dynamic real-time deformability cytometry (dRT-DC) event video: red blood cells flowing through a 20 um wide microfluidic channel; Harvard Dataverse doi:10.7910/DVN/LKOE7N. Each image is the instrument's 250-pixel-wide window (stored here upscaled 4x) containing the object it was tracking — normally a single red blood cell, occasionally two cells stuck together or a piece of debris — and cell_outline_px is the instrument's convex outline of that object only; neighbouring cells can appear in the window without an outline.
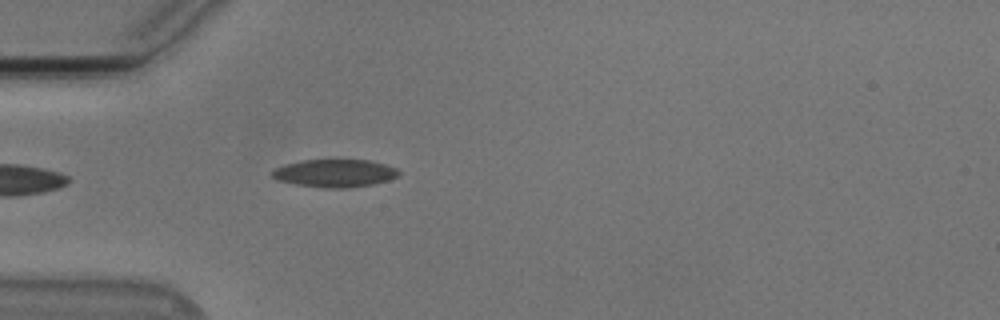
{"species": "Egyptian fruit bat (a non-hibernating species)", "species_latin": "Rousettus aegyptiacus", "temperature_condition": "cold", "stored_images_in_passage": 25, "camera_frame_rate_fps": 3000, "um_per_image_px": 0.085, "animal": {"sex": "male"}, "frame": {"image": 1, "passage_image": 1, "time_ms": 0.0, "image_size_px": [1000, 320], "cell_outline_px": [[400, 172], [396, 176], [388, 180], [372, 184], [348, 188], [324, 188], [296, 184], [276, 180], [272, 176], [272, 172], [276, 168], [284, 164], [304, 160], [368, 160], [384, 164], [396, 168]], "centroid_in_image_um": [28.44, 14.72], "position_along_channel_um": 56.6, "area_um2": 20.35}}
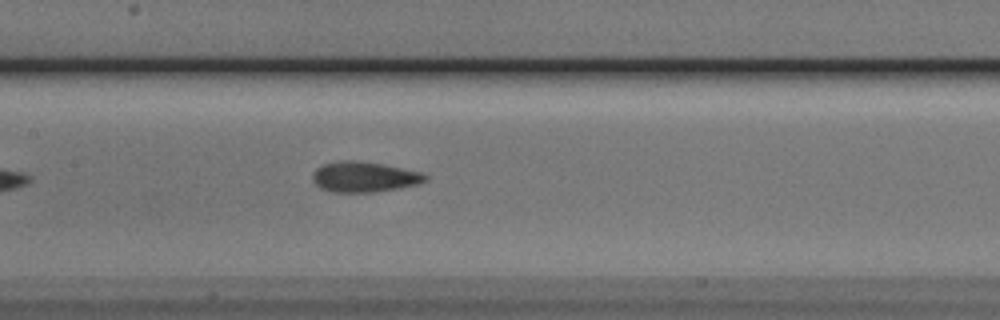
{"frame": {"image": 2, "passage_image": 11, "time_ms": 3.333, "image_size_px": [1000, 320], "cell_outline_px": [[428, 180], [416, 184], [396, 188], [372, 192], [332, 192], [320, 188], [312, 180], [312, 172], [316, 168], [324, 164], [340, 160], [360, 160], [384, 164], [420, 172], [428, 176]], "centroid_in_image_um": [30.91, 15.02], "position_along_channel_um": 176.5, "area_um2": 20.0}}
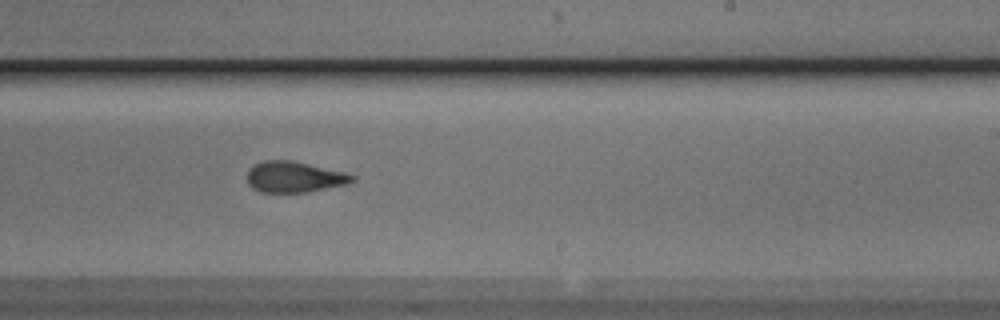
{"frame": {"image": 3, "passage_image": 18, "time_ms": 5.667, "image_size_px": [1000, 320], "cell_outline_px": [[356, 180], [348, 184], [308, 192], [260, 192], [252, 188], [248, 184], [248, 168], [252, 164], [264, 160], [292, 160], [344, 172], [356, 176]], "centroid_in_image_um": [25.01, 15.04], "position_along_channel_um": 264.0, "area_um2": 19.13}}